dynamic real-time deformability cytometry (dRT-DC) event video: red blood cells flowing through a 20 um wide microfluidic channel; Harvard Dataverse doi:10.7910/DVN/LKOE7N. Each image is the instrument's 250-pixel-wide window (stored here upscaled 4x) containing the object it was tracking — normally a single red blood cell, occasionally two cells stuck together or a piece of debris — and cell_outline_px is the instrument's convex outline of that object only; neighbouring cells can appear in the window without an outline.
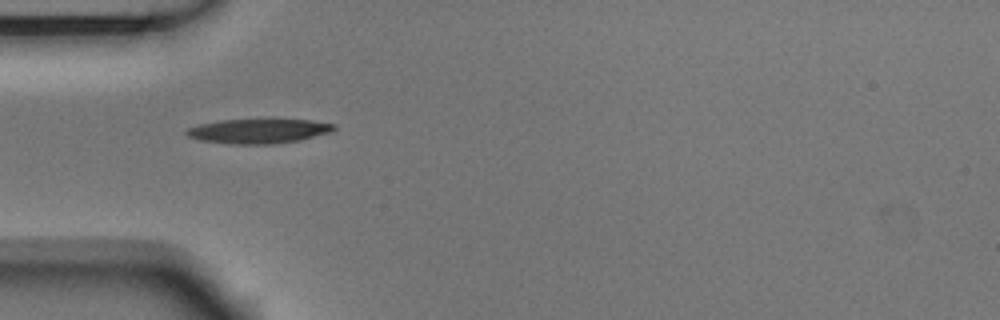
{"species": "Egyptian fruit bat (a non-hibernating species)", "species_latin": "Rousettus aegyptiacus", "temperature_condition": "room temperature", "stored_images_in_passage": 38, "camera_frame_rate_fps": 3000, "um_per_image_px": 0.085, "animal": {"sex": "male"}, "frame": {"image": 1, "passage_image": 1, "time_ms": 0.0, "image_size_px": [1000, 320], "cell_outline_px": [[336, 128], [332, 132], [300, 140], [272, 144], [232, 144], [200, 140], [188, 136], [184, 132], [188, 128], [200, 124], [220, 120], [276, 116], [312, 120], [336, 124]], "centroid_in_image_um": [22.06, 11.08], "position_along_channel_um": 62.9, "area_um2": 22.31}}
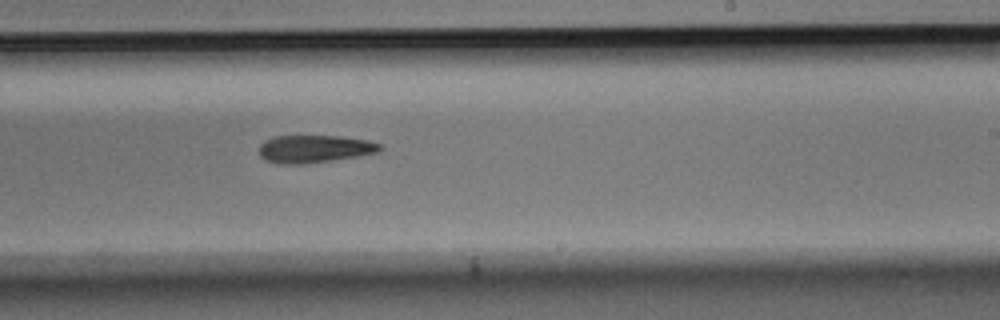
{"frame": {"image": 2, "passage_image": 17, "time_ms": 5.333, "image_size_px": [1000, 320], "cell_outline_px": [[384, 148], [380, 152], [332, 160], [304, 164], [276, 164], [264, 160], [260, 156], [260, 144], [264, 140], [276, 136], [344, 136], [368, 140], [384, 144]], "centroid_in_image_um": [26.76, 12.65], "position_along_channel_um": 262.2, "area_um2": 19.77}}
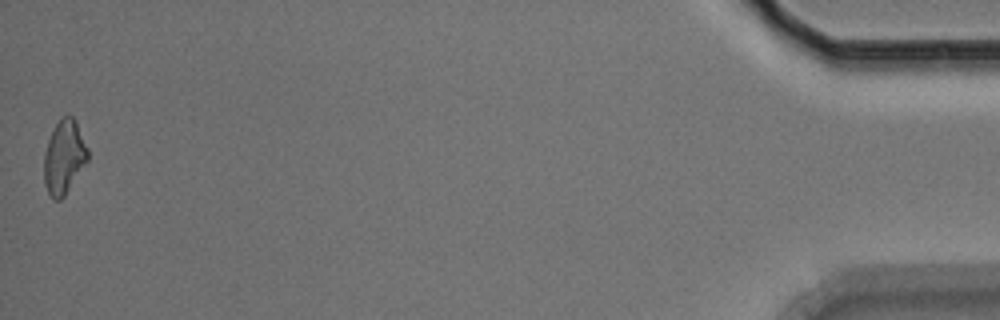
{"frame": {"image": 3, "passage_image": 38, "time_ms": 12.333, "image_size_px": [1000, 320], "cell_outline_px": [[88, 160], [64, 196], [60, 200], [52, 200], [44, 184], [44, 152], [48, 140], [60, 116], [72, 116], [76, 120], [88, 148]], "centroid_in_image_um": [5.44, 13.35], "position_along_channel_um": 429.8, "area_um2": 18.84}, "authors_computed_cell_mechanics": {"area_um2": 19.7676, "velocity_mm_per_s": 3.7441, "shape_relaxation_time_tau1_ms": 6.6487, "shape_relaxation_time_tau2_ms": null, "deformation_change_tau1": 0.1703, "deformation_change_tau2": null}}